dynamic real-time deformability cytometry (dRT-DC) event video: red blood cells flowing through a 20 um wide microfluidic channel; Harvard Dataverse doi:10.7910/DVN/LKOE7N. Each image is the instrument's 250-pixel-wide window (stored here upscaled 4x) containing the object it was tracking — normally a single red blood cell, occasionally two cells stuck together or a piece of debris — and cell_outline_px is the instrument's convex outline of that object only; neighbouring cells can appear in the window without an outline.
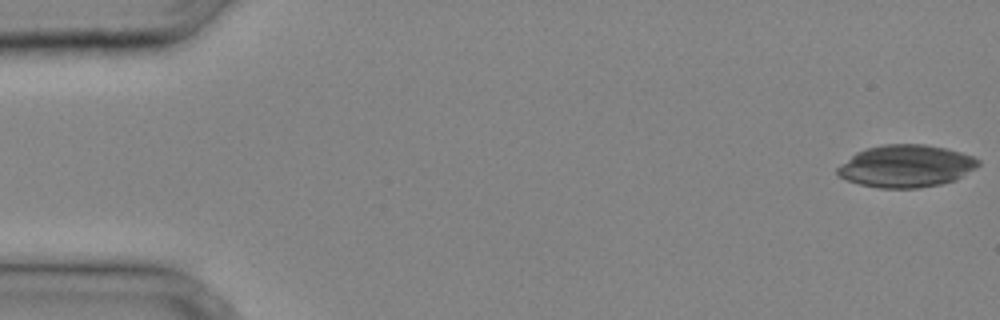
{"species": "common noctule bat (a hibernating species)", "species_latin": "Nyctalus noctula", "temperature_condition": "cold", "stored_images_in_passage": 6, "camera_frame_rate_fps": 3000, "um_per_image_px": 0.085, "animal": {"sex": "male", "body_mass_g": 20.4}, "frame": {"image": 1, "passage_image": 1, "time_ms": 0.0, "image_size_px": [1000, 320], "cell_outline_px": [[980, 164], [976, 168], [956, 180], [940, 184], [916, 188], [880, 188], [860, 184], [836, 176], [836, 168], [840, 164], [856, 152], [868, 148], [884, 144], [924, 144], [944, 148], [960, 152], [972, 156], [980, 160]], "centroid_in_image_um": [77.0, 14.12], "position_along_channel_um": 8.0, "area_um2": 34.74}}